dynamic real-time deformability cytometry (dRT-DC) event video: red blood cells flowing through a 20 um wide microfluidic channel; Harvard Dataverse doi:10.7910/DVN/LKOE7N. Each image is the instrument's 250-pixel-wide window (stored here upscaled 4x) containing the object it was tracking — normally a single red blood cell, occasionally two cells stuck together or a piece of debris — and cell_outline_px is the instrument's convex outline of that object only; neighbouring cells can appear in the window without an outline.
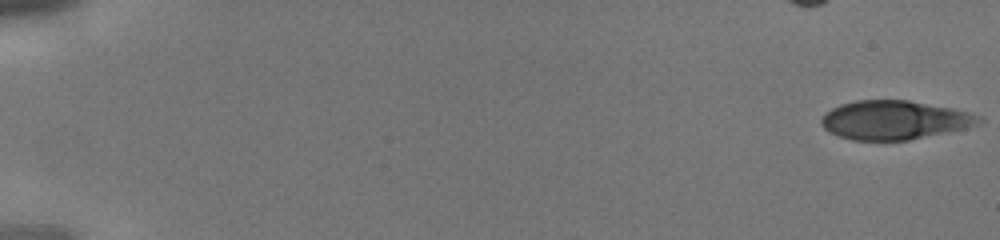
{"species": "human", "species_latin": "Homo sapiens", "temperature_condition": "cold", "stored_images_in_passage": 42, "camera_frame_rate_fps": 3000, "um_per_image_px": 0.085, "donor": {"sex": "male"}, "frame": {"image": 1, "passage_image": 1, "time_ms": 0.0, "image_size_px": [1000, 240], "cell_outline_px": [[984, 124], [908, 140], [852, 140], [828, 132], [820, 124], [820, 120], [824, 112], [840, 104], [856, 100], [908, 100], [952, 108], [972, 112], [980, 116], [984, 120]], "centroid_in_image_um": [76.04, 10.2], "position_along_channel_um": 9.0, "area_um2": 35.95}}
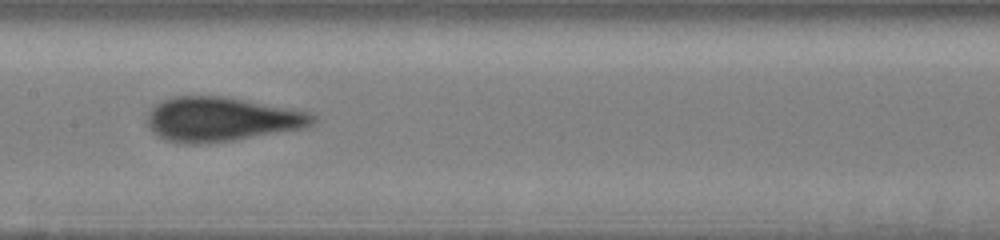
{"frame": {"image": 2, "passage_image": 23, "time_ms": 7.333, "image_size_px": [1000, 240], "cell_outline_px": [[316, 124], [308, 128], [232, 140], [200, 144], [180, 144], [164, 140], [152, 132], [148, 124], [148, 116], [152, 108], [160, 100], [172, 96], [224, 96], [312, 112], [316, 116]], "centroid_in_image_um": [18.85, 10.14], "position_along_channel_um": 188.5, "area_um2": 43.18}}
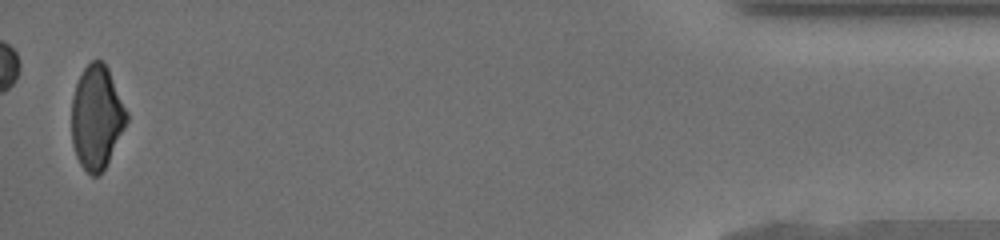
{"frame": {"image": 3, "passage_image": 42, "time_ms": 13.667, "image_size_px": [1000, 240], "cell_outline_px": [[128, 120], [104, 168], [96, 176], [92, 176], [80, 164], [76, 156], [72, 144], [72, 100], [76, 84], [84, 68], [92, 60], [100, 60], [108, 68], [128, 112]], "centroid_in_image_um": [8.21, 9.95], "position_along_channel_um": 427.0, "area_um2": 32.77}}